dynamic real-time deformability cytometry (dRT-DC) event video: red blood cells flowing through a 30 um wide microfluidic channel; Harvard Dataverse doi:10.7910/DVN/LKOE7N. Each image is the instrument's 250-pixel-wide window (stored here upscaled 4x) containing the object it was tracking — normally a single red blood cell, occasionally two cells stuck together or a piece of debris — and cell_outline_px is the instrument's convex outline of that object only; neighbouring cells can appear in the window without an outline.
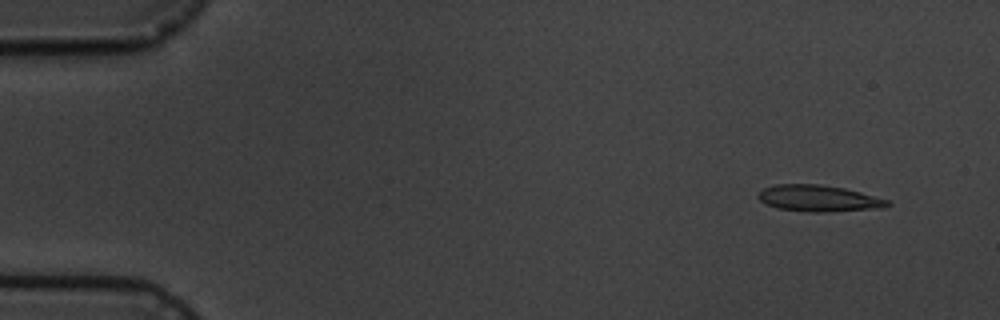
{"species": "common noctule bat (a hibernating species)", "species_latin": "Nyctalus noctula", "temperature_condition": "cold", "stored_images_in_passage": 10, "camera_frame_rate_fps": 3000, "um_per_image_px": 0.085, "animal": {"sex": "male", "body_mass_g": 19.5, "forearm_length_mm": 54.6}, "frame": {"image": 1, "passage_image": 1, "time_ms": 0.0, "image_size_px": [1000, 320], "cell_outline_px": [[892, 204], [884, 208], [828, 212], [808, 212], [776, 208], [760, 200], [756, 196], [764, 188], [776, 184], [820, 184], [844, 188], [860, 192], [888, 200]], "centroid_in_image_um": [69.6, 16.87], "position_along_channel_um": 15.4, "area_um2": 19.94}}
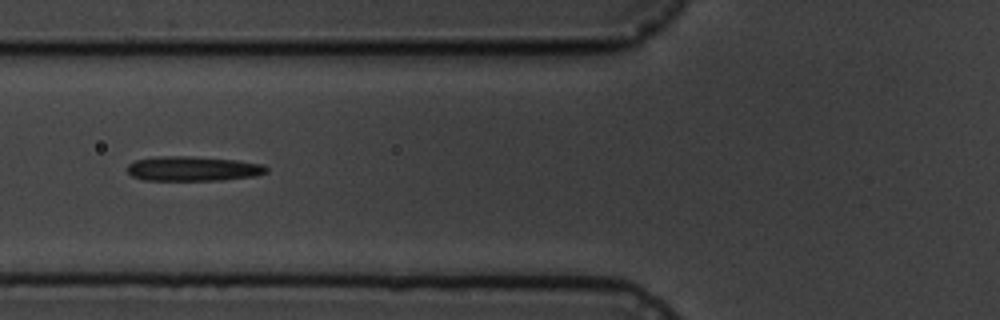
{"frame": {"image": 2, "passage_image": 6, "time_ms": 5.667, "image_size_px": [1000, 320], "cell_outline_px": [[268, 172], [256, 176], [224, 180], [144, 180], [132, 176], [128, 172], [128, 164], [136, 160], [156, 156], [192, 156], [236, 160], [264, 164], [268, 168]], "centroid_in_image_um": [16.44, 14.33], "position_along_channel_um": 109.4, "area_um2": 20.17}}
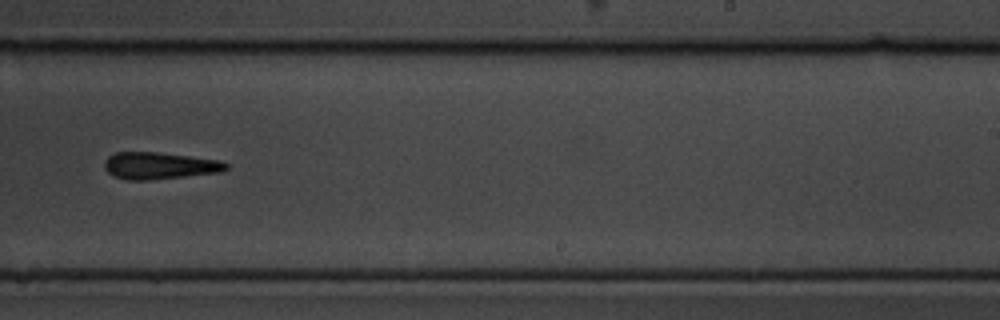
{"frame": {"image": 3, "passage_image": 10, "time_ms": 10.333, "image_size_px": [1000, 320], "cell_outline_px": [[228, 168], [224, 172], [148, 180], [128, 180], [112, 176], [104, 168], [104, 164], [108, 156], [116, 152], [156, 152], [220, 160], [228, 164]], "centroid_in_image_um": [13.56, 14.09], "position_along_channel_um": 275.4, "area_um2": 19.13}}